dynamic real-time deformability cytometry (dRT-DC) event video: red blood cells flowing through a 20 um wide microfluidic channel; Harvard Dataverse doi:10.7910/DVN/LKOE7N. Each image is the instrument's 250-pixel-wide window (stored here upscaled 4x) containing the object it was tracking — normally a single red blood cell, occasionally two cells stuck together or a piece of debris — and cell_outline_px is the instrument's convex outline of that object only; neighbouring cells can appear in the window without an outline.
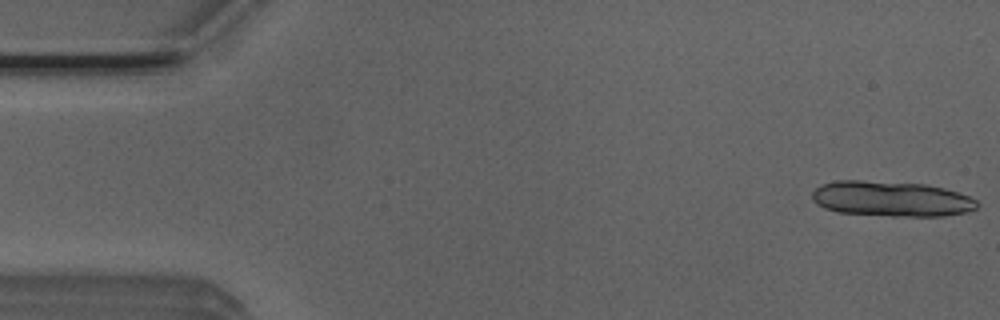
{"species": "Egyptian fruit bat (a non-hibernating species)", "species_latin": "Rousettus aegyptiacus", "temperature_condition": "room temperature", "stored_images_in_passage": 13, "camera_frame_rate_fps": 3000, "um_per_image_px": 0.085, "animal": {"sex": "male"}, "frame": {"image": 1, "passage_image": 1, "time_ms": 0.0, "image_size_px": [1000, 320], "cell_outline_px": [[980, 204], [976, 208], [964, 212], [944, 216], [892, 216], [836, 212], [824, 208], [816, 204], [812, 200], [812, 192], [820, 184], [836, 180], [860, 180], [924, 184], [944, 188], [968, 196], [976, 200]], "centroid_in_image_um": [75.71, 16.9], "position_along_channel_um": 9.3, "area_um2": 34.04}}